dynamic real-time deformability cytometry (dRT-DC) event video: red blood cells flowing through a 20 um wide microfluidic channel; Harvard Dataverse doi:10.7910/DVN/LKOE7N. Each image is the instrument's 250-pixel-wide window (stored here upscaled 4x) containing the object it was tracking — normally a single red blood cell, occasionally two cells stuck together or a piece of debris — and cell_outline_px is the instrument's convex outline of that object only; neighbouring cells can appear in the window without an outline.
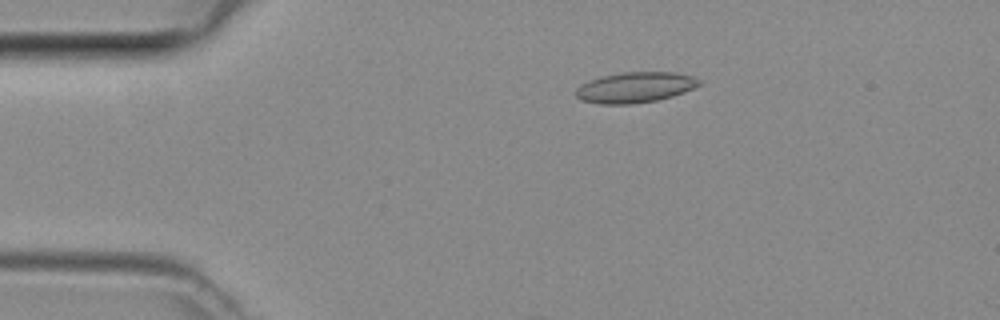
{"species": "common noctule bat (a hibernating species)", "species_latin": "Nyctalus noctula", "temperature_condition": "room temperature", "stored_images_in_passage": 5, "camera_frame_rate_fps": 3000, "um_per_image_px": 0.085, "animal": {"sex": "female", "body_mass_g": 29.2, "forearm_length_mm": 56.3}, "frame": {"image": 1, "passage_image": 3, "time_ms": 0.667, "image_size_px": [1000, 320], "cell_outline_px": [[700, 84], [684, 92], [672, 96], [656, 100], [632, 104], [600, 104], [580, 100], [576, 96], [576, 88], [580, 84], [588, 80], [600, 76], [624, 72], [672, 72], [692, 76], [700, 80]], "centroid_in_image_um": [53.93, 7.43], "position_along_channel_um": 31.1, "area_um2": 21.96}}
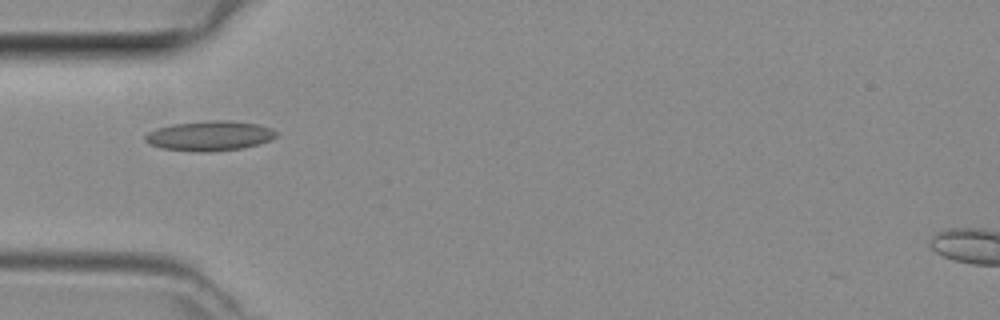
{"frame": {"image": 2, "passage_image": 5, "time_ms": 1.333, "image_size_px": [1000, 320], "cell_outline_px": [[276, 136], [272, 140], [260, 144], [240, 148], [212, 152], [200, 152], [160, 148], [148, 144], [144, 140], [144, 136], [148, 132], [156, 128], [172, 124], [208, 120], [232, 120], [256, 124], [272, 128], [276, 132]], "centroid_in_image_um": [17.8, 11.54], "position_along_channel_um": 67.2, "area_um2": 23.06}}